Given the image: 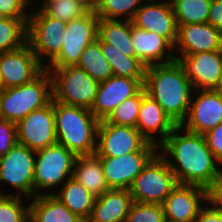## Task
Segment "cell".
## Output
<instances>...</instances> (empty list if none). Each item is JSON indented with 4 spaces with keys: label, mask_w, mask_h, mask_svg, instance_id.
Instances as JSON below:
<instances>
[{
    "label": "cell",
    "mask_w": 222,
    "mask_h": 222,
    "mask_svg": "<svg viewBox=\"0 0 222 222\" xmlns=\"http://www.w3.org/2000/svg\"><path fill=\"white\" fill-rule=\"evenodd\" d=\"M97 157H121L136 151H157L136 127L114 125L101 120L97 130Z\"/></svg>",
    "instance_id": "cell-7"
},
{
    "label": "cell",
    "mask_w": 222,
    "mask_h": 222,
    "mask_svg": "<svg viewBox=\"0 0 222 222\" xmlns=\"http://www.w3.org/2000/svg\"><path fill=\"white\" fill-rule=\"evenodd\" d=\"M38 155L34 167V196L40 188L57 185L73 174L76 155L60 144L36 151Z\"/></svg>",
    "instance_id": "cell-10"
},
{
    "label": "cell",
    "mask_w": 222,
    "mask_h": 222,
    "mask_svg": "<svg viewBox=\"0 0 222 222\" xmlns=\"http://www.w3.org/2000/svg\"><path fill=\"white\" fill-rule=\"evenodd\" d=\"M28 19L3 17L0 19V54L27 44Z\"/></svg>",
    "instance_id": "cell-29"
},
{
    "label": "cell",
    "mask_w": 222,
    "mask_h": 222,
    "mask_svg": "<svg viewBox=\"0 0 222 222\" xmlns=\"http://www.w3.org/2000/svg\"><path fill=\"white\" fill-rule=\"evenodd\" d=\"M125 222H166L163 205L134 202Z\"/></svg>",
    "instance_id": "cell-36"
},
{
    "label": "cell",
    "mask_w": 222,
    "mask_h": 222,
    "mask_svg": "<svg viewBox=\"0 0 222 222\" xmlns=\"http://www.w3.org/2000/svg\"><path fill=\"white\" fill-rule=\"evenodd\" d=\"M145 79H131L112 75L100 82L95 101L90 109L99 120H105L109 114L125 99L136 95L144 85Z\"/></svg>",
    "instance_id": "cell-16"
},
{
    "label": "cell",
    "mask_w": 222,
    "mask_h": 222,
    "mask_svg": "<svg viewBox=\"0 0 222 222\" xmlns=\"http://www.w3.org/2000/svg\"><path fill=\"white\" fill-rule=\"evenodd\" d=\"M177 185L166 159L157 153L135 178L129 191L134 202L162 205Z\"/></svg>",
    "instance_id": "cell-6"
},
{
    "label": "cell",
    "mask_w": 222,
    "mask_h": 222,
    "mask_svg": "<svg viewBox=\"0 0 222 222\" xmlns=\"http://www.w3.org/2000/svg\"><path fill=\"white\" fill-rule=\"evenodd\" d=\"M53 100L71 106L91 109L99 82L84 69L75 66L52 67Z\"/></svg>",
    "instance_id": "cell-5"
},
{
    "label": "cell",
    "mask_w": 222,
    "mask_h": 222,
    "mask_svg": "<svg viewBox=\"0 0 222 222\" xmlns=\"http://www.w3.org/2000/svg\"><path fill=\"white\" fill-rule=\"evenodd\" d=\"M57 143L76 156L94 155L100 121L90 109L66 105L54 100Z\"/></svg>",
    "instance_id": "cell-3"
},
{
    "label": "cell",
    "mask_w": 222,
    "mask_h": 222,
    "mask_svg": "<svg viewBox=\"0 0 222 222\" xmlns=\"http://www.w3.org/2000/svg\"><path fill=\"white\" fill-rule=\"evenodd\" d=\"M17 143L16 123L0 118V157L5 155Z\"/></svg>",
    "instance_id": "cell-37"
},
{
    "label": "cell",
    "mask_w": 222,
    "mask_h": 222,
    "mask_svg": "<svg viewBox=\"0 0 222 222\" xmlns=\"http://www.w3.org/2000/svg\"><path fill=\"white\" fill-rule=\"evenodd\" d=\"M209 202V191L196 185L178 184L165 199L163 205L167 222H195L201 200Z\"/></svg>",
    "instance_id": "cell-17"
},
{
    "label": "cell",
    "mask_w": 222,
    "mask_h": 222,
    "mask_svg": "<svg viewBox=\"0 0 222 222\" xmlns=\"http://www.w3.org/2000/svg\"><path fill=\"white\" fill-rule=\"evenodd\" d=\"M96 40L100 43L102 54L108 60L114 76L145 79L146 66L138 58L125 55L98 37Z\"/></svg>",
    "instance_id": "cell-28"
},
{
    "label": "cell",
    "mask_w": 222,
    "mask_h": 222,
    "mask_svg": "<svg viewBox=\"0 0 222 222\" xmlns=\"http://www.w3.org/2000/svg\"><path fill=\"white\" fill-rule=\"evenodd\" d=\"M182 129V126H177L158 148L161 147L166 153L172 155L179 164L176 166L163 156L178 184L196 185L210 191L220 171L216 164L220 162L209 149L204 135L187 130L183 135H176Z\"/></svg>",
    "instance_id": "cell-1"
},
{
    "label": "cell",
    "mask_w": 222,
    "mask_h": 222,
    "mask_svg": "<svg viewBox=\"0 0 222 222\" xmlns=\"http://www.w3.org/2000/svg\"><path fill=\"white\" fill-rule=\"evenodd\" d=\"M134 203L127 189H109L97 196L90 218L86 222H125Z\"/></svg>",
    "instance_id": "cell-23"
},
{
    "label": "cell",
    "mask_w": 222,
    "mask_h": 222,
    "mask_svg": "<svg viewBox=\"0 0 222 222\" xmlns=\"http://www.w3.org/2000/svg\"><path fill=\"white\" fill-rule=\"evenodd\" d=\"M45 69L28 43L19 49L0 54L3 89L29 83Z\"/></svg>",
    "instance_id": "cell-13"
},
{
    "label": "cell",
    "mask_w": 222,
    "mask_h": 222,
    "mask_svg": "<svg viewBox=\"0 0 222 222\" xmlns=\"http://www.w3.org/2000/svg\"><path fill=\"white\" fill-rule=\"evenodd\" d=\"M140 6L133 17L132 24L140 29L155 32L164 37L173 47L177 39L178 25L171 3L162 2Z\"/></svg>",
    "instance_id": "cell-19"
},
{
    "label": "cell",
    "mask_w": 222,
    "mask_h": 222,
    "mask_svg": "<svg viewBox=\"0 0 222 222\" xmlns=\"http://www.w3.org/2000/svg\"><path fill=\"white\" fill-rule=\"evenodd\" d=\"M53 99L52 78L48 69L29 83L0 91V118L17 123Z\"/></svg>",
    "instance_id": "cell-4"
},
{
    "label": "cell",
    "mask_w": 222,
    "mask_h": 222,
    "mask_svg": "<svg viewBox=\"0 0 222 222\" xmlns=\"http://www.w3.org/2000/svg\"><path fill=\"white\" fill-rule=\"evenodd\" d=\"M207 23L222 32V0H212Z\"/></svg>",
    "instance_id": "cell-40"
},
{
    "label": "cell",
    "mask_w": 222,
    "mask_h": 222,
    "mask_svg": "<svg viewBox=\"0 0 222 222\" xmlns=\"http://www.w3.org/2000/svg\"><path fill=\"white\" fill-rule=\"evenodd\" d=\"M193 88L218 89L222 74V50L175 55Z\"/></svg>",
    "instance_id": "cell-14"
},
{
    "label": "cell",
    "mask_w": 222,
    "mask_h": 222,
    "mask_svg": "<svg viewBox=\"0 0 222 222\" xmlns=\"http://www.w3.org/2000/svg\"><path fill=\"white\" fill-rule=\"evenodd\" d=\"M29 204V222H86L72 213L54 194L33 197Z\"/></svg>",
    "instance_id": "cell-24"
},
{
    "label": "cell",
    "mask_w": 222,
    "mask_h": 222,
    "mask_svg": "<svg viewBox=\"0 0 222 222\" xmlns=\"http://www.w3.org/2000/svg\"><path fill=\"white\" fill-rule=\"evenodd\" d=\"M195 222H222V208L216 205L213 208H202Z\"/></svg>",
    "instance_id": "cell-41"
},
{
    "label": "cell",
    "mask_w": 222,
    "mask_h": 222,
    "mask_svg": "<svg viewBox=\"0 0 222 222\" xmlns=\"http://www.w3.org/2000/svg\"><path fill=\"white\" fill-rule=\"evenodd\" d=\"M35 150L17 143L0 157V181L10 183L25 194L27 198L34 195Z\"/></svg>",
    "instance_id": "cell-12"
},
{
    "label": "cell",
    "mask_w": 222,
    "mask_h": 222,
    "mask_svg": "<svg viewBox=\"0 0 222 222\" xmlns=\"http://www.w3.org/2000/svg\"><path fill=\"white\" fill-rule=\"evenodd\" d=\"M177 125L166 114L161 105L146 93L143 87V98L140 106L136 128L150 143L160 145ZM160 134V143H157L153 133Z\"/></svg>",
    "instance_id": "cell-21"
},
{
    "label": "cell",
    "mask_w": 222,
    "mask_h": 222,
    "mask_svg": "<svg viewBox=\"0 0 222 222\" xmlns=\"http://www.w3.org/2000/svg\"><path fill=\"white\" fill-rule=\"evenodd\" d=\"M20 195H0V222H29L30 207H23Z\"/></svg>",
    "instance_id": "cell-35"
},
{
    "label": "cell",
    "mask_w": 222,
    "mask_h": 222,
    "mask_svg": "<svg viewBox=\"0 0 222 222\" xmlns=\"http://www.w3.org/2000/svg\"><path fill=\"white\" fill-rule=\"evenodd\" d=\"M156 151H136L121 157H98L109 189H127L141 173Z\"/></svg>",
    "instance_id": "cell-15"
},
{
    "label": "cell",
    "mask_w": 222,
    "mask_h": 222,
    "mask_svg": "<svg viewBox=\"0 0 222 222\" xmlns=\"http://www.w3.org/2000/svg\"><path fill=\"white\" fill-rule=\"evenodd\" d=\"M188 119L182 123L192 133L204 135L222 122V93L217 89L203 90L190 103Z\"/></svg>",
    "instance_id": "cell-18"
},
{
    "label": "cell",
    "mask_w": 222,
    "mask_h": 222,
    "mask_svg": "<svg viewBox=\"0 0 222 222\" xmlns=\"http://www.w3.org/2000/svg\"><path fill=\"white\" fill-rule=\"evenodd\" d=\"M4 17V15L0 12V19H2Z\"/></svg>",
    "instance_id": "cell-46"
},
{
    "label": "cell",
    "mask_w": 222,
    "mask_h": 222,
    "mask_svg": "<svg viewBox=\"0 0 222 222\" xmlns=\"http://www.w3.org/2000/svg\"><path fill=\"white\" fill-rule=\"evenodd\" d=\"M143 87L171 120L181 126L187 119L193 86L178 61L146 67Z\"/></svg>",
    "instance_id": "cell-2"
},
{
    "label": "cell",
    "mask_w": 222,
    "mask_h": 222,
    "mask_svg": "<svg viewBox=\"0 0 222 222\" xmlns=\"http://www.w3.org/2000/svg\"><path fill=\"white\" fill-rule=\"evenodd\" d=\"M82 3L85 7H87L90 11H94L99 0H77Z\"/></svg>",
    "instance_id": "cell-43"
},
{
    "label": "cell",
    "mask_w": 222,
    "mask_h": 222,
    "mask_svg": "<svg viewBox=\"0 0 222 222\" xmlns=\"http://www.w3.org/2000/svg\"><path fill=\"white\" fill-rule=\"evenodd\" d=\"M60 194V195H59ZM54 194L72 213L87 221L92 213L96 196L84 188L73 177L66 178L61 192Z\"/></svg>",
    "instance_id": "cell-26"
},
{
    "label": "cell",
    "mask_w": 222,
    "mask_h": 222,
    "mask_svg": "<svg viewBox=\"0 0 222 222\" xmlns=\"http://www.w3.org/2000/svg\"><path fill=\"white\" fill-rule=\"evenodd\" d=\"M143 98V88L133 97L125 99L105 119L107 123L136 127Z\"/></svg>",
    "instance_id": "cell-32"
},
{
    "label": "cell",
    "mask_w": 222,
    "mask_h": 222,
    "mask_svg": "<svg viewBox=\"0 0 222 222\" xmlns=\"http://www.w3.org/2000/svg\"><path fill=\"white\" fill-rule=\"evenodd\" d=\"M72 177L96 197L109 190L101 161L95 154L77 156Z\"/></svg>",
    "instance_id": "cell-25"
},
{
    "label": "cell",
    "mask_w": 222,
    "mask_h": 222,
    "mask_svg": "<svg viewBox=\"0 0 222 222\" xmlns=\"http://www.w3.org/2000/svg\"><path fill=\"white\" fill-rule=\"evenodd\" d=\"M28 0H0V12L4 17L29 19L25 12Z\"/></svg>",
    "instance_id": "cell-38"
},
{
    "label": "cell",
    "mask_w": 222,
    "mask_h": 222,
    "mask_svg": "<svg viewBox=\"0 0 222 222\" xmlns=\"http://www.w3.org/2000/svg\"><path fill=\"white\" fill-rule=\"evenodd\" d=\"M212 0H170L177 25L207 23Z\"/></svg>",
    "instance_id": "cell-31"
},
{
    "label": "cell",
    "mask_w": 222,
    "mask_h": 222,
    "mask_svg": "<svg viewBox=\"0 0 222 222\" xmlns=\"http://www.w3.org/2000/svg\"><path fill=\"white\" fill-rule=\"evenodd\" d=\"M177 44L181 56L222 50V32L208 23L178 25Z\"/></svg>",
    "instance_id": "cell-20"
},
{
    "label": "cell",
    "mask_w": 222,
    "mask_h": 222,
    "mask_svg": "<svg viewBox=\"0 0 222 222\" xmlns=\"http://www.w3.org/2000/svg\"><path fill=\"white\" fill-rule=\"evenodd\" d=\"M97 37L125 55L136 57L131 41V21L99 19Z\"/></svg>",
    "instance_id": "cell-27"
},
{
    "label": "cell",
    "mask_w": 222,
    "mask_h": 222,
    "mask_svg": "<svg viewBox=\"0 0 222 222\" xmlns=\"http://www.w3.org/2000/svg\"><path fill=\"white\" fill-rule=\"evenodd\" d=\"M209 202L222 208V171H219L216 182L209 191Z\"/></svg>",
    "instance_id": "cell-42"
},
{
    "label": "cell",
    "mask_w": 222,
    "mask_h": 222,
    "mask_svg": "<svg viewBox=\"0 0 222 222\" xmlns=\"http://www.w3.org/2000/svg\"><path fill=\"white\" fill-rule=\"evenodd\" d=\"M3 90V79L1 76V70H0V91Z\"/></svg>",
    "instance_id": "cell-44"
},
{
    "label": "cell",
    "mask_w": 222,
    "mask_h": 222,
    "mask_svg": "<svg viewBox=\"0 0 222 222\" xmlns=\"http://www.w3.org/2000/svg\"><path fill=\"white\" fill-rule=\"evenodd\" d=\"M50 17L69 22L87 14L90 10L77 0L45 1L41 6Z\"/></svg>",
    "instance_id": "cell-34"
},
{
    "label": "cell",
    "mask_w": 222,
    "mask_h": 222,
    "mask_svg": "<svg viewBox=\"0 0 222 222\" xmlns=\"http://www.w3.org/2000/svg\"><path fill=\"white\" fill-rule=\"evenodd\" d=\"M141 0H99L94 13L99 19L117 20L122 15H127L126 20L131 21L140 8ZM137 6V7H136Z\"/></svg>",
    "instance_id": "cell-33"
},
{
    "label": "cell",
    "mask_w": 222,
    "mask_h": 222,
    "mask_svg": "<svg viewBox=\"0 0 222 222\" xmlns=\"http://www.w3.org/2000/svg\"><path fill=\"white\" fill-rule=\"evenodd\" d=\"M99 18L94 11L66 24L59 54L50 62L52 67L75 66L84 49L97 39Z\"/></svg>",
    "instance_id": "cell-9"
},
{
    "label": "cell",
    "mask_w": 222,
    "mask_h": 222,
    "mask_svg": "<svg viewBox=\"0 0 222 222\" xmlns=\"http://www.w3.org/2000/svg\"><path fill=\"white\" fill-rule=\"evenodd\" d=\"M207 145L215 158L222 164V122L204 134Z\"/></svg>",
    "instance_id": "cell-39"
},
{
    "label": "cell",
    "mask_w": 222,
    "mask_h": 222,
    "mask_svg": "<svg viewBox=\"0 0 222 222\" xmlns=\"http://www.w3.org/2000/svg\"><path fill=\"white\" fill-rule=\"evenodd\" d=\"M218 91H220L222 93V74H221V80H220V85L217 89Z\"/></svg>",
    "instance_id": "cell-45"
},
{
    "label": "cell",
    "mask_w": 222,
    "mask_h": 222,
    "mask_svg": "<svg viewBox=\"0 0 222 222\" xmlns=\"http://www.w3.org/2000/svg\"><path fill=\"white\" fill-rule=\"evenodd\" d=\"M131 41L134 46L136 58H138L146 67L166 64L175 60L174 53L166 54L165 52L166 49L171 50L174 49V47L164 37L155 32L140 29L134 26L132 21ZM164 55L166 56L165 60H163Z\"/></svg>",
    "instance_id": "cell-22"
},
{
    "label": "cell",
    "mask_w": 222,
    "mask_h": 222,
    "mask_svg": "<svg viewBox=\"0 0 222 222\" xmlns=\"http://www.w3.org/2000/svg\"><path fill=\"white\" fill-rule=\"evenodd\" d=\"M76 66L84 69L99 83L113 75L110 64L102 54L100 43L97 40L84 49Z\"/></svg>",
    "instance_id": "cell-30"
},
{
    "label": "cell",
    "mask_w": 222,
    "mask_h": 222,
    "mask_svg": "<svg viewBox=\"0 0 222 222\" xmlns=\"http://www.w3.org/2000/svg\"><path fill=\"white\" fill-rule=\"evenodd\" d=\"M17 141L32 150L57 144L54 100L16 123Z\"/></svg>",
    "instance_id": "cell-11"
},
{
    "label": "cell",
    "mask_w": 222,
    "mask_h": 222,
    "mask_svg": "<svg viewBox=\"0 0 222 222\" xmlns=\"http://www.w3.org/2000/svg\"><path fill=\"white\" fill-rule=\"evenodd\" d=\"M29 16L27 43L41 64V55L51 62L62 48L67 22L50 17L41 8Z\"/></svg>",
    "instance_id": "cell-8"
}]
</instances>
